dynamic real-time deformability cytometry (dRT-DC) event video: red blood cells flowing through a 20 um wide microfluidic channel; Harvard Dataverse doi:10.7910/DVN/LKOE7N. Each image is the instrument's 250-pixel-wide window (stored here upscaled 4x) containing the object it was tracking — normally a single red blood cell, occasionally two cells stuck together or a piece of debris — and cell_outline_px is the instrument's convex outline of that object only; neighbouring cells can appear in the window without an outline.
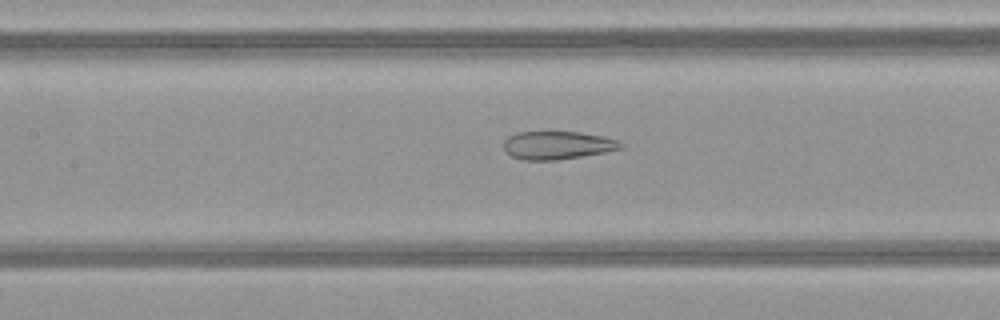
{"species": "common noctule bat (a hibernating species)", "species_latin": "Nyctalus noctula", "temperature_condition": "warm", "stored_images_in_passage": 47, "camera_frame_rate_fps": 3000, "um_per_image_px": 0.085, "animal": {"sex": "female", "body_mass_g": 21.9}, "frame": {"image": 1, "passage_image": 20, "time_ms": 6.333, "image_size_px": [1000, 320], "cell_outline_px": [[624, 148], [584, 156], [556, 160], [524, 160], [512, 156], [504, 152], [504, 140], [508, 136], [516, 132], [580, 132], [604, 136], [620, 140], [624, 144]], "centroid_in_image_um": [47.41, 12.34], "position_along_channel_um": 160.0, "area_um2": 19.42}}
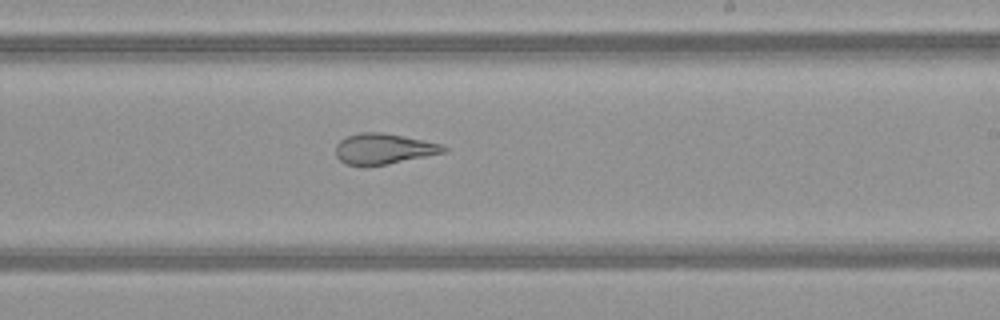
{"frame": {"image": 2, "passage_image": 27, "time_ms": 8.667, "image_size_px": [1000, 320], "cell_outline_px": [[448, 152], [368, 168], [364, 168], [348, 164], [340, 160], [336, 156], [336, 144], [340, 140], [348, 136], [360, 132], [380, 132], [440, 144], [448, 148]], "centroid_in_image_um": [32.58, 12.69], "position_along_channel_um": 256.4, "area_um2": 19.42}}
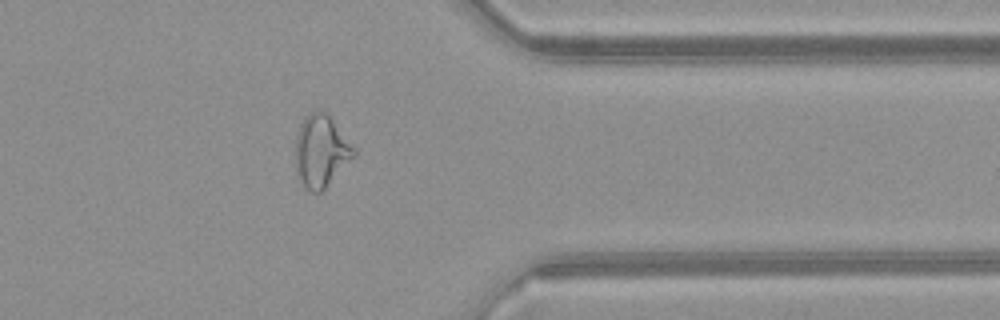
{"frame": {"image": 3, "passage_image": 37, "time_ms": 12.0, "image_size_px": [1000, 320], "cell_outline_px": [[356, 156], [320, 192], [312, 192], [304, 188], [296, 172], [296, 140], [300, 124], [304, 116], [308, 112], [316, 108], [324, 112], [332, 120], [356, 148]], "centroid_in_image_um": [27.29, 12.83], "position_along_channel_um": 384.1, "area_um2": 24.51}, "authors_computed_cell_mechanics": {"area_um2": 25.432, "velocity_mm_per_s": 4.1392, "shape_relaxation_time_tau1_ms": null, "shape_relaxation_time_tau2_ms": 1.6593, "deformation_change_tau1": null, "deformation_change_tau2": 0.1132}}